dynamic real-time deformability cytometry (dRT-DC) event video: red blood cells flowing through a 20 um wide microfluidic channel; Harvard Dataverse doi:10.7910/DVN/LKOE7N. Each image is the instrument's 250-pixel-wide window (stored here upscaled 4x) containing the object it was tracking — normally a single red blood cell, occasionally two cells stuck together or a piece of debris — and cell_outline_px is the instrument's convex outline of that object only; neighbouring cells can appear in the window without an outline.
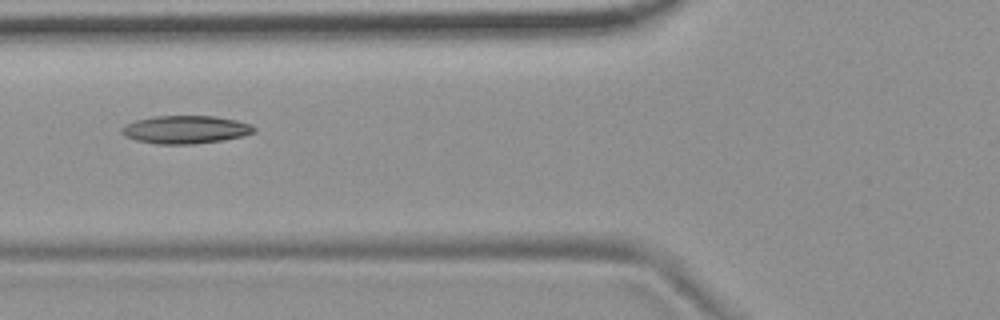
{"species": "common noctule bat (a hibernating species)", "species_latin": "Nyctalus noctula", "temperature_condition": "room temperature", "stored_images_in_passage": 8, "camera_frame_rate_fps": 3000, "um_per_image_px": 0.085, "animal": {"sex": "female", "body_mass_g": 19.9}, "frame": {"image": 1, "passage_image": 6, "time_ms": 1.667, "image_size_px": [1000, 320], "cell_outline_px": [[256, 132], [224, 140], [196, 144], [156, 144], [136, 140], [124, 136], [120, 132], [120, 128], [124, 124], [136, 120], [152, 116], [216, 116], [236, 120], [248, 124], [256, 128]], "centroid_in_image_um": [15.72, 11.01], "position_along_channel_um": 110.1, "area_um2": 21.73}}
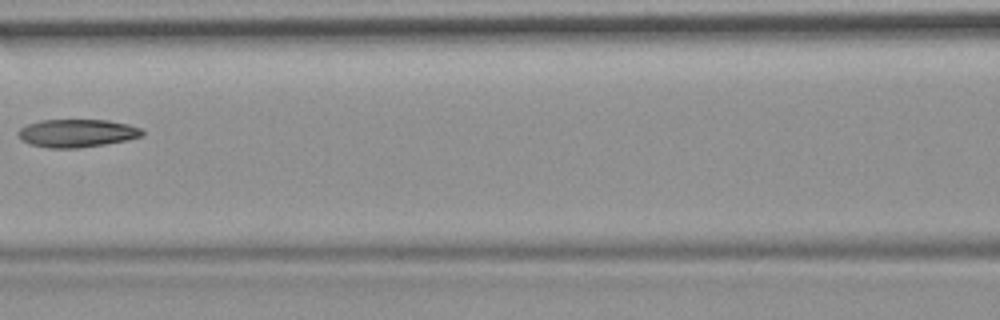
{"frame": {"image": 2, "passage_image": 7, "time_ms": 2.0, "image_size_px": [1000, 320], "cell_outline_px": [[144, 136], [128, 140], [104, 144], [76, 148], [48, 148], [32, 144], [20, 140], [16, 132], [20, 128], [28, 124], [40, 120], [108, 120], [128, 124], [140, 128], [144, 132]], "centroid_in_image_um": [6.54, 11.32], "position_along_channel_um": 160.1, "area_um2": 20.29}}
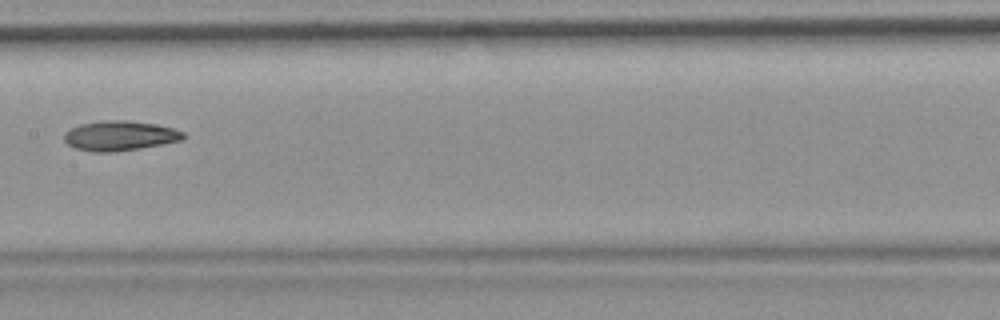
{"frame": {"image": 3, "passage_image": 8, "time_ms": 2.333, "image_size_px": [1000, 320], "cell_outline_px": [[184, 140], [140, 148], [116, 152], [92, 152], [76, 148], [68, 144], [64, 140], [64, 132], [80, 124], [108, 120], [128, 120], [156, 124], [172, 128], [184, 132]], "centroid_in_image_um": [10.19, 11.54], "position_along_channel_um": 197.2, "area_um2": 20.69}}